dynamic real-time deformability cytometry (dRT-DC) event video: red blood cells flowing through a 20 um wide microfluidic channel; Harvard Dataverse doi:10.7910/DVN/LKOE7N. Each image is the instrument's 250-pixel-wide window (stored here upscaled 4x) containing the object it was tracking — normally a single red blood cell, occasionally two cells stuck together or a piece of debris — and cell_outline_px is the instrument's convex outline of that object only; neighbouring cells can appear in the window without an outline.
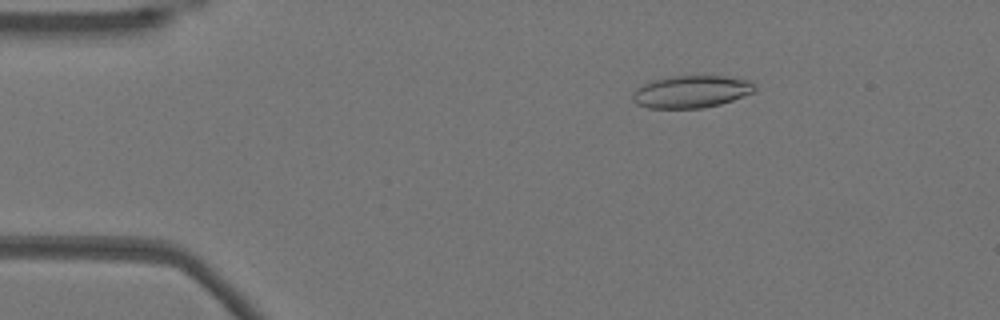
{"species": "Egyptian fruit bat (a non-hibernating species)", "species_latin": "Rousettus aegyptiacus", "temperature_condition": "warm", "stored_images_in_passage": 52, "camera_frame_rate_fps": 3000, "um_per_image_px": 0.085, "animal": {"sex": "female"}, "frame": {"image": 1, "passage_image": 8, "time_ms": 2.333, "image_size_px": [1000, 320], "cell_outline_px": [[756, 92], [720, 104], [704, 108], [648, 108], [636, 104], [632, 100], [632, 96], [636, 88], [652, 80], [668, 76], [724, 76], [752, 80], [756, 84]], "centroid_in_image_um": [58.79, 7.79], "position_along_channel_um": 26.2, "area_um2": 23.29}}
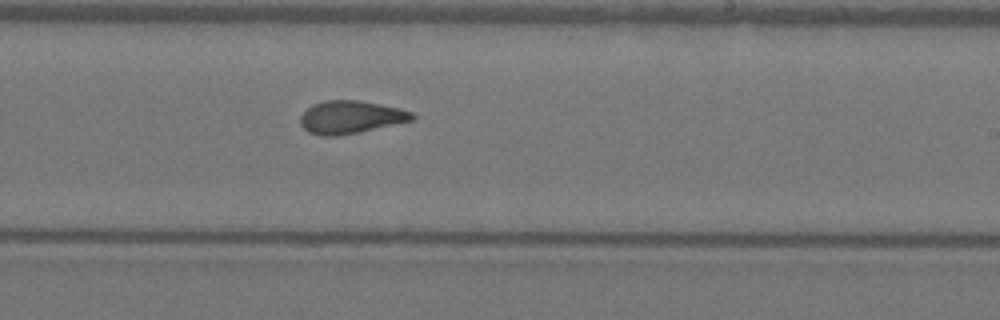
{"frame": {"image": 2, "passage_image": 31, "time_ms": 10.0, "image_size_px": [1000, 320], "cell_outline_px": [[416, 120], [360, 132], [336, 136], [320, 136], [308, 132], [300, 124], [300, 116], [312, 104], [328, 100], [360, 100], [400, 108], [412, 112], [416, 116]], "centroid_in_image_um": [29.84, 9.96], "position_along_channel_um": 259.2, "area_um2": 21.62}}
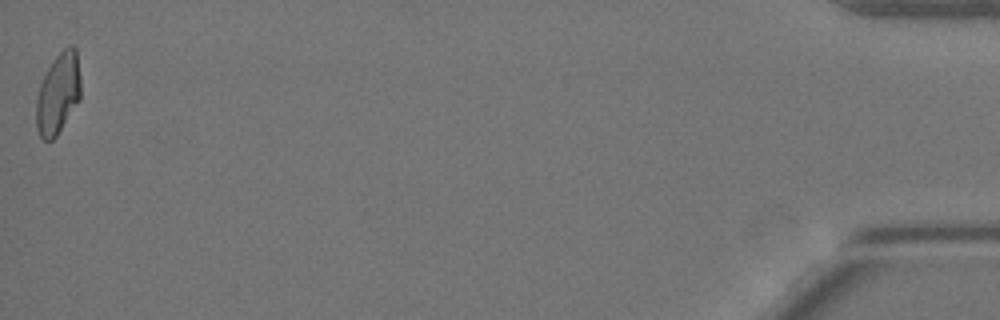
{"frame": {"image": 3, "passage_image": 52, "time_ms": 17.0, "image_size_px": [1000, 320], "cell_outline_px": [[80, 100], [56, 136], [52, 140], [44, 140], [40, 136], [36, 128], [36, 100], [40, 84], [52, 60], [68, 44], [72, 44], [76, 48], [80, 76]], "centroid_in_image_um": [4.94, 7.93], "position_along_channel_um": 430.3, "area_um2": 21.04}, "authors_computed_cell_mechanics": {"area_um2": 21.4727, "velocity_mm_per_s": 3.8494, "shape_relaxation_time_tau1_ms": 9.9168, "shape_relaxation_time_tau2_ms": 2.387, "deformation_change_tau1": 0.2397, "deformation_change_tau2": 0.102}}